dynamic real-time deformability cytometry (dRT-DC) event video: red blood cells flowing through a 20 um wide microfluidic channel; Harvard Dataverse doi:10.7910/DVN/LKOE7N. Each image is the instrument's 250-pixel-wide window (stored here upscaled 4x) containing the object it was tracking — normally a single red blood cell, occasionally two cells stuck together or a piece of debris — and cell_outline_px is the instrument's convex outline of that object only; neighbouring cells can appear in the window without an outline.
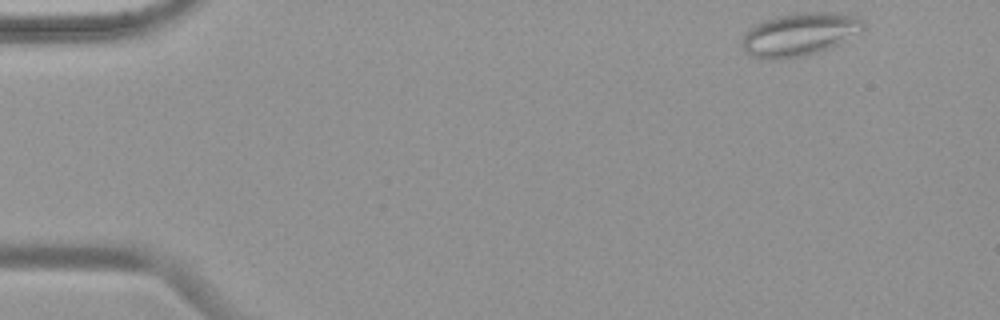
{"species": "common noctule bat (a hibernating species)", "species_latin": "Nyctalus noctula", "temperature_condition": "warm", "stored_images_in_passage": 50, "camera_frame_rate_fps": 3000, "um_per_image_px": 0.085, "animal": {"sex": "female", "body_mass_g": 19.9}, "frame": {"image": 1, "passage_image": 1, "time_ms": 0.0, "image_size_px": [1000, 320], "cell_outline_px": [[864, 28], [860, 32], [828, 48], [804, 56], [780, 60], [764, 60], [752, 56], [744, 52], [740, 44], [740, 40], [744, 32], [756, 24], [764, 20], [780, 16], [800, 12], [840, 12], [860, 16], [864, 20]], "centroid_in_image_um": [67.92, 2.92], "position_along_channel_um": 17.1, "area_um2": 30.81}}
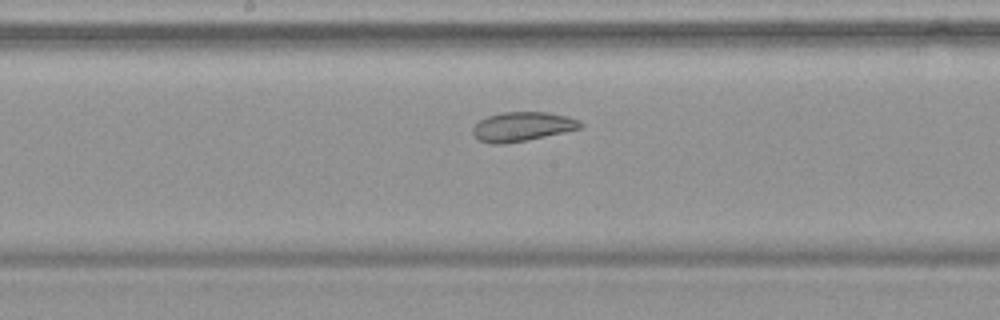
{"frame": {"image": 2, "passage_image": 25, "time_ms": 8.0, "image_size_px": [1000, 320], "cell_outline_px": [[584, 124], [580, 128], [564, 132], [528, 140], [504, 144], [492, 144], [480, 140], [472, 132], [472, 128], [480, 120], [488, 116], [504, 112], [548, 112], [568, 116], [580, 120]], "centroid_in_image_um": [44.42, 10.76], "position_along_channel_um": 203.8, "area_um2": 18.32}}
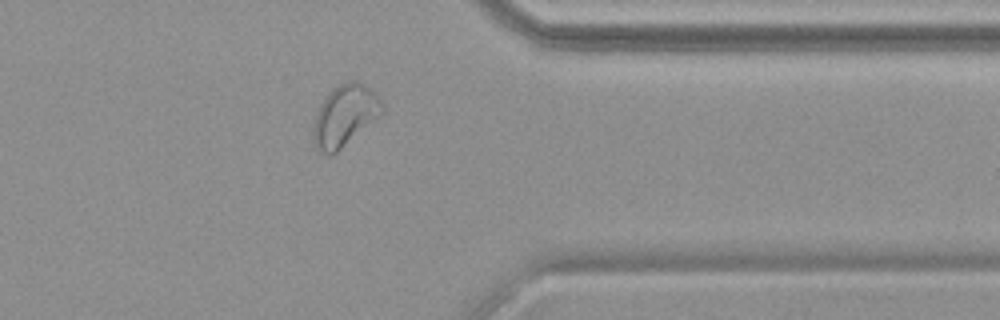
{"frame": {"image": 3, "passage_image": 40, "time_ms": 13.0, "image_size_px": [1000, 320], "cell_outline_px": [[384, 112], [336, 152], [328, 156], [320, 152], [312, 144], [312, 128], [316, 112], [320, 104], [328, 92], [332, 88], [348, 80], [356, 80], [364, 84], [376, 92], [384, 104]], "centroid_in_image_um": [29.28, 9.81], "position_along_channel_um": 382.1, "area_um2": 24.91}, "authors_computed_cell_mechanics": {"area_um2": 25.1141, "velocity_mm_per_s": 3.7322, "shape_relaxation_time_tau1_ms": null, "shape_relaxation_time_tau2_ms": 9.3408, "deformation_change_tau1": null, "deformation_change_tau2": 0.1821}}